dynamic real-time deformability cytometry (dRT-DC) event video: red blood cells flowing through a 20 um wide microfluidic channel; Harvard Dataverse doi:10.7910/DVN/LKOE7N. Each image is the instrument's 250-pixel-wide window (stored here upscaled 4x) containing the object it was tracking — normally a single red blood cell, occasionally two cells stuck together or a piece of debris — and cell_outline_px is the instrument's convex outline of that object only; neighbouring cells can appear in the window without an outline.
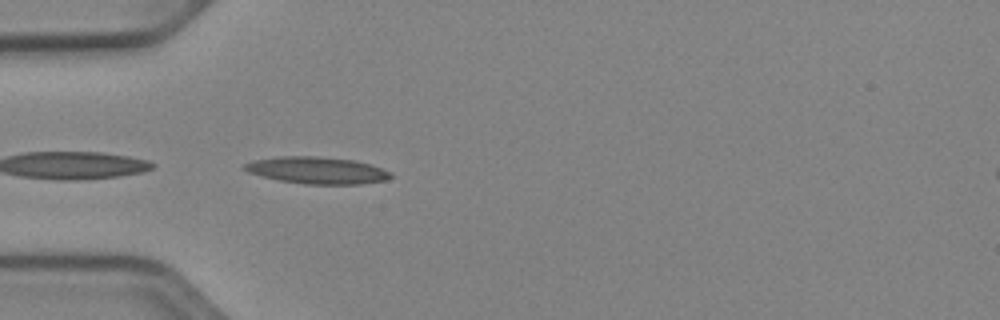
{"species": "Egyptian fruit bat (a non-hibernating species)", "species_latin": "Rousettus aegyptiacus", "temperature_condition": "cold", "stored_images_in_passage": 7, "camera_frame_rate_fps": 3000, "um_per_image_px": 0.085, "animal": {"sex": "female"}, "frame": {"image": 1, "passage_image": 1, "time_ms": 0.0, "image_size_px": [1000, 320], "cell_outline_px": [[392, 176], [384, 180], [360, 184], [304, 184], [280, 180], [248, 172], [244, 168], [244, 164], [252, 160], [280, 156], [316, 156], [356, 160], [392, 172]], "centroid_in_image_um": [26.95, 14.47], "position_along_channel_um": 58.1, "area_um2": 22.72}}
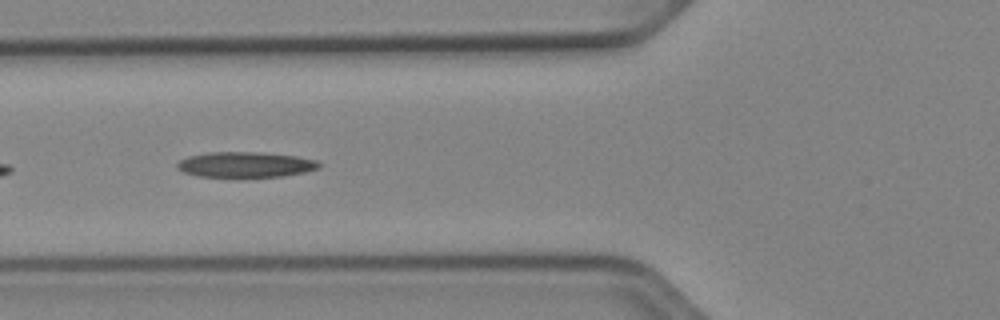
{"frame": {"image": 2, "passage_image": 5, "time_ms": 1.333, "image_size_px": [1000, 320], "cell_outline_px": [[320, 168], [304, 172], [284, 176], [200, 176], [184, 172], [176, 168], [176, 164], [180, 160], [188, 156], [208, 152], [260, 152], [296, 156], [316, 160], [320, 164]], "centroid_in_image_um": [20.86, 13.98], "position_along_channel_um": 104.9, "area_um2": 20.81}}